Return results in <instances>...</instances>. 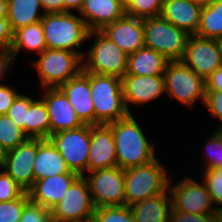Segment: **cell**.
Returning a JSON list of instances; mask_svg holds the SVG:
<instances>
[{
  "mask_svg": "<svg viewBox=\"0 0 222 222\" xmlns=\"http://www.w3.org/2000/svg\"><path fill=\"white\" fill-rule=\"evenodd\" d=\"M158 158L137 167L124 170L126 205L132 206L147 198L164 194L168 190L170 176Z\"/></svg>",
  "mask_w": 222,
  "mask_h": 222,
  "instance_id": "4",
  "label": "cell"
},
{
  "mask_svg": "<svg viewBox=\"0 0 222 222\" xmlns=\"http://www.w3.org/2000/svg\"><path fill=\"white\" fill-rule=\"evenodd\" d=\"M208 136L210 138L207 139L204 147L206 154L203 153L206 157L204 170L222 168V130L215 129L212 131V136Z\"/></svg>",
  "mask_w": 222,
  "mask_h": 222,
  "instance_id": "32",
  "label": "cell"
},
{
  "mask_svg": "<svg viewBox=\"0 0 222 222\" xmlns=\"http://www.w3.org/2000/svg\"><path fill=\"white\" fill-rule=\"evenodd\" d=\"M34 181L53 175L75 173L49 139L37 138V154L33 165Z\"/></svg>",
  "mask_w": 222,
  "mask_h": 222,
  "instance_id": "23",
  "label": "cell"
},
{
  "mask_svg": "<svg viewBox=\"0 0 222 222\" xmlns=\"http://www.w3.org/2000/svg\"><path fill=\"white\" fill-rule=\"evenodd\" d=\"M93 204L84 176H79L69 187L63 199L52 209L54 222H82L93 218Z\"/></svg>",
  "mask_w": 222,
  "mask_h": 222,
  "instance_id": "12",
  "label": "cell"
},
{
  "mask_svg": "<svg viewBox=\"0 0 222 222\" xmlns=\"http://www.w3.org/2000/svg\"><path fill=\"white\" fill-rule=\"evenodd\" d=\"M79 14L89 31H100L125 15V5L121 0H85Z\"/></svg>",
  "mask_w": 222,
  "mask_h": 222,
  "instance_id": "21",
  "label": "cell"
},
{
  "mask_svg": "<svg viewBox=\"0 0 222 222\" xmlns=\"http://www.w3.org/2000/svg\"><path fill=\"white\" fill-rule=\"evenodd\" d=\"M181 61L205 80L222 66V44L217 39L189 35Z\"/></svg>",
  "mask_w": 222,
  "mask_h": 222,
  "instance_id": "13",
  "label": "cell"
},
{
  "mask_svg": "<svg viewBox=\"0 0 222 222\" xmlns=\"http://www.w3.org/2000/svg\"><path fill=\"white\" fill-rule=\"evenodd\" d=\"M167 60L161 53L143 47L135 53L128 55L125 75L136 76H163Z\"/></svg>",
  "mask_w": 222,
  "mask_h": 222,
  "instance_id": "24",
  "label": "cell"
},
{
  "mask_svg": "<svg viewBox=\"0 0 222 222\" xmlns=\"http://www.w3.org/2000/svg\"><path fill=\"white\" fill-rule=\"evenodd\" d=\"M41 23L47 49L67 50L83 59L85 53L77 49L88 40L89 29L82 17L71 12L45 13Z\"/></svg>",
  "mask_w": 222,
  "mask_h": 222,
  "instance_id": "2",
  "label": "cell"
},
{
  "mask_svg": "<svg viewBox=\"0 0 222 222\" xmlns=\"http://www.w3.org/2000/svg\"><path fill=\"white\" fill-rule=\"evenodd\" d=\"M205 93V107L214 118H217L222 122V91ZM217 130H222V126L217 128Z\"/></svg>",
  "mask_w": 222,
  "mask_h": 222,
  "instance_id": "40",
  "label": "cell"
},
{
  "mask_svg": "<svg viewBox=\"0 0 222 222\" xmlns=\"http://www.w3.org/2000/svg\"><path fill=\"white\" fill-rule=\"evenodd\" d=\"M100 32L128 55L145 47L143 19L141 18L124 15L103 27Z\"/></svg>",
  "mask_w": 222,
  "mask_h": 222,
  "instance_id": "15",
  "label": "cell"
},
{
  "mask_svg": "<svg viewBox=\"0 0 222 222\" xmlns=\"http://www.w3.org/2000/svg\"><path fill=\"white\" fill-rule=\"evenodd\" d=\"M91 37L95 40L83 56V70L123 78L127 70L128 54L100 31H89L87 39Z\"/></svg>",
  "mask_w": 222,
  "mask_h": 222,
  "instance_id": "6",
  "label": "cell"
},
{
  "mask_svg": "<svg viewBox=\"0 0 222 222\" xmlns=\"http://www.w3.org/2000/svg\"><path fill=\"white\" fill-rule=\"evenodd\" d=\"M35 100L32 97L19 94L6 115L11 118L15 124L26 134V112L30 104Z\"/></svg>",
  "mask_w": 222,
  "mask_h": 222,
  "instance_id": "36",
  "label": "cell"
},
{
  "mask_svg": "<svg viewBox=\"0 0 222 222\" xmlns=\"http://www.w3.org/2000/svg\"><path fill=\"white\" fill-rule=\"evenodd\" d=\"M202 180L210 194L211 201L217 210L222 209V168L204 170Z\"/></svg>",
  "mask_w": 222,
  "mask_h": 222,
  "instance_id": "34",
  "label": "cell"
},
{
  "mask_svg": "<svg viewBox=\"0 0 222 222\" xmlns=\"http://www.w3.org/2000/svg\"><path fill=\"white\" fill-rule=\"evenodd\" d=\"M164 0H129L125 4V15L136 18L160 16Z\"/></svg>",
  "mask_w": 222,
  "mask_h": 222,
  "instance_id": "31",
  "label": "cell"
},
{
  "mask_svg": "<svg viewBox=\"0 0 222 222\" xmlns=\"http://www.w3.org/2000/svg\"><path fill=\"white\" fill-rule=\"evenodd\" d=\"M32 64L41 88L60 87L83 69V60L77 53L60 49H45Z\"/></svg>",
  "mask_w": 222,
  "mask_h": 222,
  "instance_id": "5",
  "label": "cell"
},
{
  "mask_svg": "<svg viewBox=\"0 0 222 222\" xmlns=\"http://www.w3.org/2000/svg\"><path fill=\"white\" fill-rule=\"evenodd\" d=\"M13 86L0 83V115H6L15 98L20 94Z\"/></svg>",
  "mask_w": 222,
  "mask_h": 222,
  "instance_id": "41",
  "label": "cell"
},
{
  "mask_svg": "<svg viewBox=\"0 0 222 222\" xmlns=\"http://www.w3.org/2000/svg\"><path fill=\"white\" fill-rule=\"evenodd\" d=\"M26 135L28 138L48 139L50 137V119L42 99L34 100L26 112Z\"/></svg>",
  "mask_w": 222,
  "mask_h": 222,
  "instance_id": "28",
  "label": "cell"
},
{
  "mask_svg": "<svg viewBox=\"0 0 222 222\" xmlns=\"http://www.w3.org/2000/svg\"><path fill=\"white\" fill-rule=\"evenodd\" d=\"M122 89L126 108L131 114L129 103L141 105L155 101L164 94V76L124 75Z\"/></svg>",
  "mask_w": 222,
  "mask_h": 222,
  "instance_id": "18",
  "label": "cell"
},
{
  "mask_svg": "<svg viewBox=\"0 0 222 222\" xmlns=\"http://www.w3.org/2000/svg\"><path fill=\"white\" fill-rule=\"evenodd\" d=\"M90 93L95 125H108L130 114L124 102L122 78L90 73Z\"/></svg>",
  "mask_w": 222,
  "mask_h": 222,
  "instance_id": "3",
  "label": "cell"
},
{
  "mask_svg": "<svg viewBox=\"0 0 222 222\" xmlns=\"http://www.w3.org/2000/svg\"><path fill=\"white\" fill-rule=\"evenodd\" d=\"M163 76L170 98L192 109L198 99L205 103V80L182 61H169Z\"/></svg>",
  "mask_w": 222,
  "mask_h": 222,
  "instance_id": "8",
  "label": "cell"
},
{
  "mask_svg": "<svg viewBox=\"0 0 222 222\" xmlns=\"http://www.w3.org/2000/svg\"><path fill=\"white\" fill-rule=\"evenodd\" d=\"M44 101L50 119V135L84 125L69 103L68 97L59 88H43Z\"/></svg>",
  "mask_w": 222,
  "mask_h": 222,
  "instance_id": "16",
  "label": "cell"
},
{
  "mask_svg": "<svg viewBox=\"0 0 222 222\" xmlns=\"http://www.w3.org/2000/svg\"><path fill=\"white\" fill-rule=\"evenodd\" d=\"M84 2L85 0H63V13L72 11H78L79 13Z\"/></svg>",
  "mask_w": 222,
  "mask_h": 222,
  "instance_id": "46",
  "label": "cell"
},
{
  "mask_svg": "<svg viewBox=\"0 0 222 222\" xmlns=\"http://www.w3.org/2000/svg\"><path fill=\"white\" fill-rule=\"evenodd\" d=\"M88 173L84 178L88 183L95 208L126 205L123 169L115 166Z\"/></svg>",
  "mask_w": 222,
  "mask_h": 222,
  "instance_id": "10",
  "label": "cell"
},
{
  "mask_svg": "<svg viewBox=\"0 0 222 222\" xmlns=\"http://www.w3.org/2000/svg\"><path fill=\"white\" fill-rule=\"evenodd\" d=\"M48 139L60 152L70 171L84 176L91 144V125L60 131Z\"/></svg>",
  "mask_w": 222,
  "mask_h": 222,
  "instance_id": "9",
  "label": "cell"
},
{
  "mask_svg": "<svg viewBox=\"0 0 222 222\" xmlns=\"http://www.w3.org/2000/svg\"><path fill=\"white\" fill-rule=\"evenodd\" d=\"M117 166L116 146L109 125H91V144L87 172Z\"/></svg>",
  "mask_w": 222,
  "mask_h": 222,
  "instance_id": "19",
  "label": "cell"
},
{
  "mask_svg": "<svg viewBox=\"0 0 222 222\" xmlns=\"http://www.w3.org/2000/svg\"><path fill=\"white\" fill-rule=\"evenodd\" d=\"M121 1L125 5L129 0H121Z\"/></svg>",
  "mask_w": 222,
  "mask_h": 222,
  "instance_id": "52",
  "label": "cell"
},
{
  "mask_svg": "<svg viewBox=\"0 0 222 222\" xmlns=\"http://www.w3.org/2000/svg\"><path fill=\"white\" fill-rule=\"evenodd\" d=\"M44 15L40 0H8L7 18L13 32L40 22Z\"/></svg>",
  "mask_w": 222,
  "mask_h": 222,
  "instance_id": "26",
  "label": "cell"
},
{
  "mask_svg": "<svg viewBox=\"0 0 222 222\" xmlns=\"http://www.w3.org/2000/svg\"><path fill=\"white\" fill-rule=\"evenodd\" d=\"M13 42V30L8 18H0V51H10Z\"/></svg>",
  "mask_w": 222,
  "mask_h": 222,
  "instance_id": "42",
  "label": "cell"
},
{
  "mask_svg": "<svg viewBox=\"0 0 222 222\" xmlns=\"http://www.w3.org/2000/svg\"><path fill=\"white\" fill-rule=\"evenodd\" d=\"M79 177L77 173L53 175L34 181L27 191L29 199L52 210L66 195L71 184Z\"/></svg>",
  "mask_w": 222,
  "mask_h": 222,
  "instance_id": "20",
  "label": "cell"
},
{
  "mask_svg": "<svg viewBox=\"0 0 222 222\" xmlns=\"http://www.w3.org/2000/svg\"><path fill=\"white\" fill-rule=\"evenodd\" d=\"M202 8L191 0H164L160 16L188 35H196Z\"/></svg>",
  "mask_w": 222,
  "mask_h": 222,
  "instance_id": "22",
  "label": "cell"
},
{
  "mask_svg": "<svg viewBox=\"0 0 222 222\" xmlns=\"http://www.w3.org/2000/svg\"><path fill=\"white\" fill-rule=\"evenodd\" d=\"M8 0H0V18H7Z\"/></svg>",
  "mask_w": 222,
  "mask_h": 222,
  "instance_id": "47",
  "label": "cell"
},
{
  "mask_svg": "<svg viewBox=\"0 0 222 222\" xmlns=\"http://www.w3.org/2000/svg\"><path fill=\"white\" fill-rule=\"evenodd\" d=\"M202 7L211 5L215 0H191Z\"/></svg>",
  "mask_w": 222,
  "mask_h": 222,
  "instance_id": "49",
  "label": "cell"
},
{
  "mask_svg": "<svg viewBox=\"0 0 222 222\" xmlns=\"http://www.w3.org/2000/svg\"><path fill=\"white\" fill-rule=\"evenodd\" d=\"M135 222H170L172 209L170 193L147 198L131 206Z\"/></svg>",
  "mask_w": 222,
  "mask_h": 222,
  "instance_id": "25",
  "label": "cell"
},
{
  "mask_svg": "<svg viewBox=\"0 0 222 222\" xmlns=\"http://www.w3.org/2000/svg\"><path fill=\"white\" fill-rule=\"evenodd\" d=\"M83 124L95 125V111L90 93V72L82 71L59 87Z\"/></svg>",
  "mask_w": 222,
  "mask_h": 222,
  "instance_id": "17",
  "label": "cell"
},
{
  "mask_svg": "<svg viewBox=\"0 0 222 222\" xmlns=\"http://www.w3.org/2000/svg\"><path fill=\"white\" fill-rule=\"evenodd\" d=\"M82 222H97V220L93 217Z\"/></svg>",
  "mask_w": 222,
  "mask_h": 222,
  "instance_id": "51",
  "label": "cell"
},
{
  "mask_svg": "<svg viewBox=\"0 0 222 222\" xmlns=\"http://www.w3.org/2000/svg\"><path fill=\"white\" fill-rule=\"evenodd\" d=\"M145 47L161 53L169 61H181L189 35L161 16L144 18Z\"/></svg>",
  "mask_w": 222,
  "mask_h": 222,
  "instance_id": "7",
  "label": "cell"
},
{
  "mask_svg": "<svg viewBox=\"0 0 222 222\" xmlns=\"http://www.w3.org/2000/svg\"><path fill=\"white\" fill-rule=\"evenodd\" d=\"M222 91V66L205 79V92Z\"/></svg>",
  "mask_w": 222,
  "mask_h": 222,
  "instance_id": "43",
  "label": "cell"
},
{
  "mask_svg": "<svg viewBox=\"0 0 222 222\" xmlns=\"http://www.w3.org/2000/svg\"><path fill=\"white\" fill-rule=\"evenodd\" d=\"M44 13H63V0H40Z\"/></svg>",
  "mask_w": 222,
  "mask_h": 222,
  "instance_id": "44",
  "label": "cell"
},
{
  "mask_svg": "<svg viewBox=\"0 0 222 222\" xmlns=\"http://www.w3.org/2000/svg\"><path fill=\"white\" fill-rule=\"evenodd\" d=\"M52 210L29 200L23 208L20 222H52Z\"/></svg>",
  "mask_w": 222,
  "mask_h": 222,
  "instance_id": "38",
  "label": "cell"
},
{
  "mask_svg": "<svg viewBox=\"0 0 222 222\" xmlns=\"http://www.w3.org/2000/svg\"><path fill=\"white\" fill-rule=\"evenodd\" d=\"M180 182L171 185L168 191L171 197L172 208L181 212L194 214H216L218 211L212 201L203 180L201 183L186 175Z\"/></svg>",
  "mask_w": 222,
  "mask_h": 222,
  "instance_id": "11",
  "label": "cell"
},
{
  "mask_svg": "<svg viewBox=\"0 0 222 222\" xmlns=\"http://www.w3.org/2000/svg\"><path fill=\"white\" fill-rule=\"evenodd\" d=\"M108 125L114 136L117 166L121 169L144 165L157 158L154 144L148 141L132 113Z\"/></svg>",
  "mask_w": 222,
  "mask_h": 222,
  "instance_id": "1",
  "label": "cell"
},
{
  "mask_svg": "<svg viewBox=\"0 0 222 222\" xmlns=\"http://www.w3.org/2000/svg\"><path fill=\"white\" fill-rule=\"evenodd\" d=\"M23 48L38 54L47 49L41 21L13 32V42L10 49L13 63L17 59V55H19V51Z\"/></svg>",
  "mask_w": 222,
  "mask_h": 222,
  "instance_id": "27",
  "label": "cell"
},
{
  "mask_svg": "<svg viewBox=\"0 0 222 222\" xmlns=\"http://www.w3.org/2000/svg\"><path fill=\"white\" fill-rule=\"evenodd\" d=\"M170 222H215V214H194L172 208Z\"/></svg>",
  "mask_w": 222,
  "mask_h": 222,
  "instance_id": "39",
  "label": "cell"
},
{
  "mask_svg": "<svg viewBox=\"0 0 222 222\" xmlns=\"http://www.w3.org/2000/svg\"><path fill=\"white\" fill-rule=\"evenodd\" d=\"M36 154L37 138H28L16 148L9 150L1 164V168L25 191L34 184L33 165Z\"/></svg>",
  "mask_w": 222,
  "mask_h": 222,
  "instance_id": "14",
  "label": "cell"
},
{
  "mask_svg": "<svg viewBox=\"0 0 222 222\" xmlns=\"http://www.w3.org/2000/svg\"><path fill=\"white\" fill-rule=\"evenodd\" d=\"M29 200L28 192L25 191L15 200L0 202V222H20L24 205Z\"/></svg>",
  "mask_w": 222,
  "mask_h": 222,
  "instance_id": "35",
  "label": "cell"
},
{
  "mask_svg": "<svg viewBox=\"0 0 222 222\" xmlns=\"http://www.w3.org/2000/svg\"><path fill=\"white\" fill-rule=\"evenodd\" d=\"M25 190L3 169H0V202H9L19 198Z\"/></svg>",
  "mask_w": 222,
  "mask_h": 222,
  "instance_id": "37",
  "label": "cell"
},
{
  "mask_svg": "<svg viewBox=\"0 0 222 222\" xmlns=\"http://www.w3.org/2000/svg\"><path fill=\"white\" fill-rule=\"evenodd\" d=\"M8 151L3 146L2 142H0V163L2 164L5 160V157L7 156Z\"/></svg>",
  "mask_w": 222,
  "mask_h": 222,
  "instance_id": "48",
  "label": "cell"
},
{
  "mask_svg": "<svg viewBox=\"0 0 222 222\" xmlns=\"http://www.w3.org/2000/svg\"><path fill=\"white\" fill-rule=\"evenodd\" d=\"M215 222H222V210H218L215 214Z\"/></svg>",
  "mask_w": 222,
  "mask_h": 222,
  "instance_id": "50",
  "label": "cell"
},
{
  "mask_svg": "<svg viewBox=\"0 0 222 222\" xmlns=\"http://www.w3.org/2000/svg\"><path fill=\"white\" fill-rule=\"evenodd\" d=\"M13 60L10 51H0V80L5 77L9 69H12Z\"/></svg>",
  "mask_w": 222,
  "mask_h": 222,
  "instance_id": "45",
  "label": "cell"
},
{
  "mask_svg": "<svg viewBox=\"0 0 222 222\" xmlns=\"http://www.w3.org/2000/svg\"><path fill=\"white\" fill-rule=\"evenodd\" d=\"M97 222H135L130 206H111L95 208L93 216Z\"/></svg>",
  "mask_w": 222,
  "mask_h": 222,
  "instance_id": "33",
  "label": "cell"
},
{
  "mask_svg": "<svg viewBox=\"0 0 222 222\" xmlns=\"http://www.w3.org/2000/svg\"><path fill=\"white\" fill-rule=\"evenodd\" d=\"M28 136L7 115H0V142L7 151L23 143Z\"/></svg>",
  "mask_w": 222,
  "mask_h": 222,
  "instance_id": "30",
  "label": "cell"
},
{
  "mask_svg": "<svg viewBox=\"0 0 222 222\" xmlns=\"http://www.w3.org/2000/svg\"><path fill=\"white\" fill-rule=\"evenodd\" d=\"M197 36L210 39H222V0H215L204 6L201 11Z\"/></svg>",
  "mask_w": 222,
  "mask_h": 222,
  "instance_id": "29",
  "label": "cell"
}]
</instances>
